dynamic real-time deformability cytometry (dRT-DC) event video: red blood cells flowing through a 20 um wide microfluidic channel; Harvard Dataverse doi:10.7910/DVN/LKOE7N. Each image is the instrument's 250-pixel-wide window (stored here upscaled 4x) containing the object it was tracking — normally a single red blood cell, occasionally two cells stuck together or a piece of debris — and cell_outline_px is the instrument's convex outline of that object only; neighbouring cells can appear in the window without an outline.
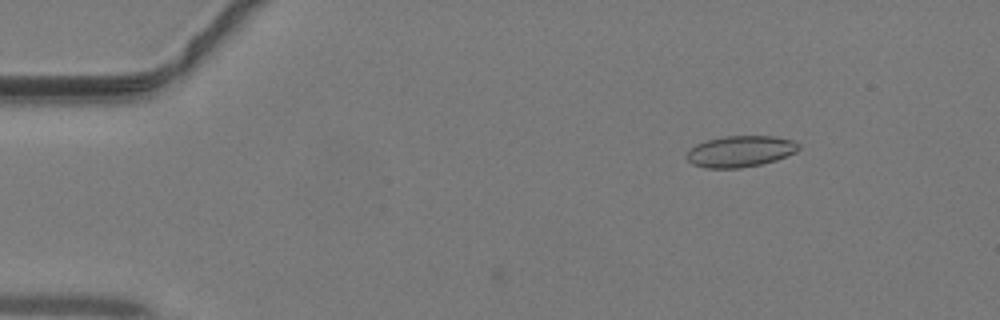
{"species": "common noctule bat (a hibernating species)", "species_latin": "Nyctalus noctula", "temperature_condition": "warm", "stored_images_in_passage": 3, "camera_frame_rate_fps": 3000, "um_per_image_px": 0.085, "animal": {"sex": "male", "body_mass_g": 19.2, "forearm_length_mm": 51.8}, "frame": {"image": 1, "passage_image": 3, "time_ms": 0.667, "image_size_px": [1000, 320], "cell_outline_px": [[800, 148], [796, 152], [776, 160], [760, 164], [740, 168], [704, 168], [692, 164], [684, 156], [696, 144], [708, 140], [728, 136], [772, 136], [792, 140], [800, 144]], "centroid_in_image_um": [62.93, 12.87], "position_along_channel_um": 22.1, "area_um2": 20.29}}